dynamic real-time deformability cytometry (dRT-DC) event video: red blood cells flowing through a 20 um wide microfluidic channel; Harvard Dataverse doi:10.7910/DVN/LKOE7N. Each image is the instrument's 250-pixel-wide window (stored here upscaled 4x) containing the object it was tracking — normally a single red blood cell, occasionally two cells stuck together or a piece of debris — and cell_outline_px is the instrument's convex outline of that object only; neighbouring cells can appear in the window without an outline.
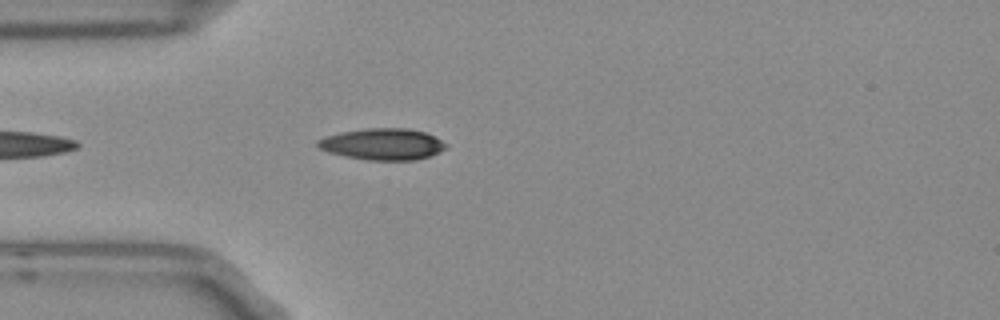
{"species": "Egyptian fruit bat (a non-hibernating species)", "species_latin": "Rousettus aegyptiacus", "temperature_condition": "room temperature", "stored_images_in_passage": 19, "camera_frame_rate_fps": 3000, "um_per_image_px": 0.085, "frame": {"image": 1, "passage_image": 4, "time_ms": 1.0, "image_size_px": [1000, 320], "cell_outline_px": [[448, 148], [440, 152], [416, 160], [368, 160], [344, 156], [328, 152], [320, 148], [316, 144], [316, 140], [324, 136], [340, 132], [364, 128], [408, 128], [424, 132], [436, 136], [448, 144]], "centroid_in_image_um": [32.53, 12.24], "position_along_channel_um": 52.5, "area_um2": 23.81}}